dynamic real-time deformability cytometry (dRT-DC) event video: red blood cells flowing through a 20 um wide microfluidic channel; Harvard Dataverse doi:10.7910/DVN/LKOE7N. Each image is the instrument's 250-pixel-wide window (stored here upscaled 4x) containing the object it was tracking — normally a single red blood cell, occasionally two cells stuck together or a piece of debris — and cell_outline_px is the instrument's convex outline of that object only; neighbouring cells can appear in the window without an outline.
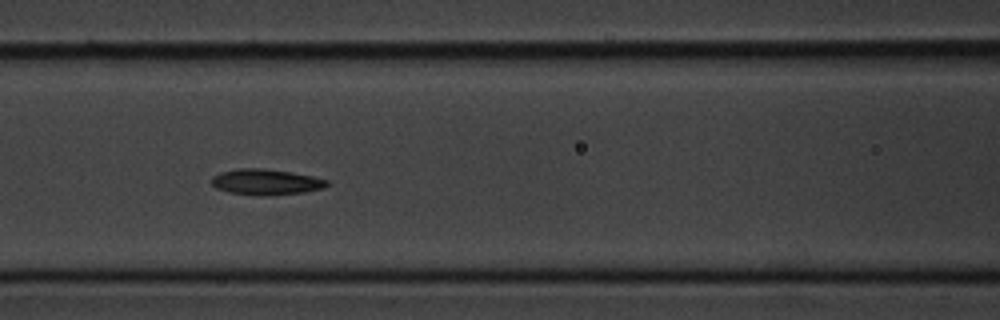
{"species": "common noctule bat (a hibernating species)", "species_latin": "Nyctalus noctula", "temperature_condition": "cold", "stored_images_in_passage": 12, "camera_frame_rate_fps": 3000, "um_per_image_px": 0.085, "animal": {"sex": "male", "body_mass_g": 20.1, "forearm_length_mm": 53.5}, "frame": {"image": 1, "passage_image": 7, "time_ms": 7.667, "image_size_px": [1000, 320], "cell_outline_px": [[328, 184], [324, 188], [304, 192], [264, 196], [228, 192], [216, 188], [212, 184], [212, 176], [220, 172], [236, 168], [264, 168], [312, 176], [328, 180]], "centroid_in_image_um": [22.58, 15.46], "position_along_channel_um": 144.0, "area_um2": 17.28}}
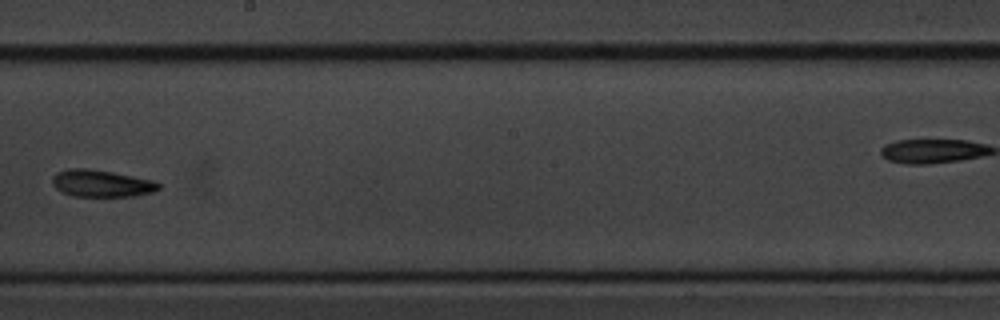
{"frame": {"image": 2, "passage_image": 9, "time_ms": 10.333, "image_size_px": [1000, 320], "cell_outline_px": [[160, 188], [152, 192], [136, 196], [72, 196], [60, 192], [52, 184], [52, 176], [56, 172], [68, 168], [88, 168], [112, 172], [152, 180], [160, 184]], "centroid_in_image_um": [8.57, 15.59], "position_along_channel_um": 239.6, "area_um2": 16.82}}
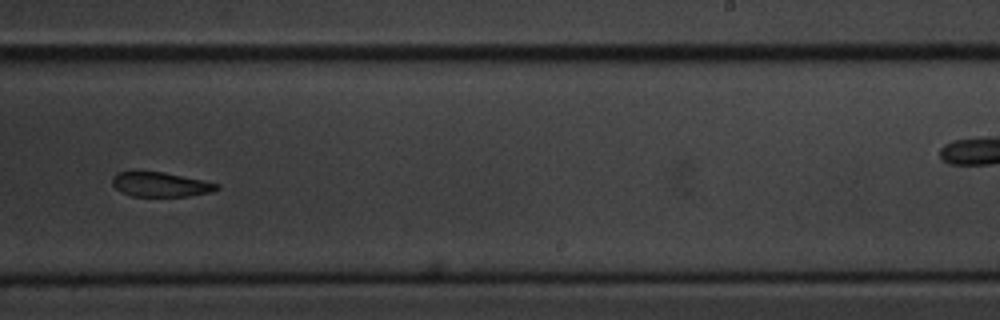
{"frame": {"image": 3, "passage_image": 10, "time_ms": 11.333, "image_size_px": [1000, 320], "cell_outline_px": [[220, 188], [208, 192], [188, 196], [132, 196], [120, 192], [112, 184], [112, 176], [116, 172], [164, 172], [204, 180], [220, 184]], "centroid_in_image_um": [13.63, 15.68], "position_along_channel_um": 275.4, "area_um2": 14.91}}